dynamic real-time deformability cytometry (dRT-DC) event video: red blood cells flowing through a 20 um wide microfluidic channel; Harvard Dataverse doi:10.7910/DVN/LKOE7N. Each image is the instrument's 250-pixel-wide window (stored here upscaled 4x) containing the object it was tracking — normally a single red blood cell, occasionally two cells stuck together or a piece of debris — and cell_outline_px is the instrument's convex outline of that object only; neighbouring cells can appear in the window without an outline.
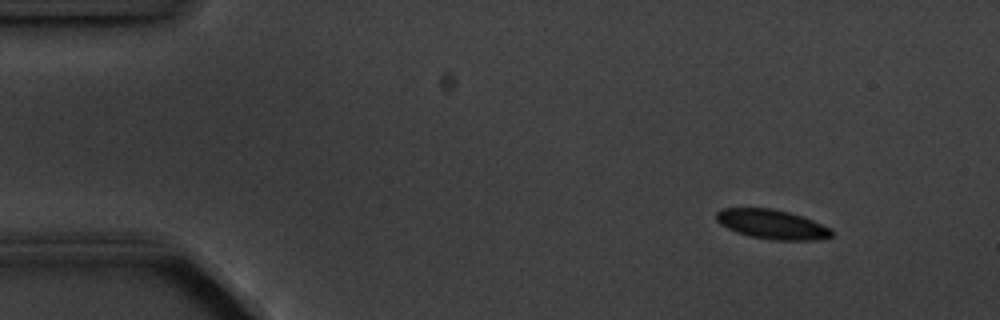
{"species": "common noctule bat (a hibernating species)", "species_latin": "Nyctalus noctula", "temperature_condition": "cold", "stored_images_in_passage": 5, "camera_frame_rate_fps": 3000, "um_per_image_px": 0.085, "animal": {"sex": "male", "body_mass_g": 20.1, "forearm_length_mm": 53.5}, "frame": {"image": 1, "passage_image": 2, "time_ms": 1.333, "image_size_px": [1000, 320], "cell_outline_px": [[832, 236], [816, 240], [772, 240], [748, 236], [736, 232], [720, 224], [716, 220], [716, 212], [720, 208], [772, 208], [788, 212], [812, 220], [832, 228]], "centroid_in_image_um": [65.6, 19.07], "position_along_channel_um": 19.4, "area_um2": 19.83}}
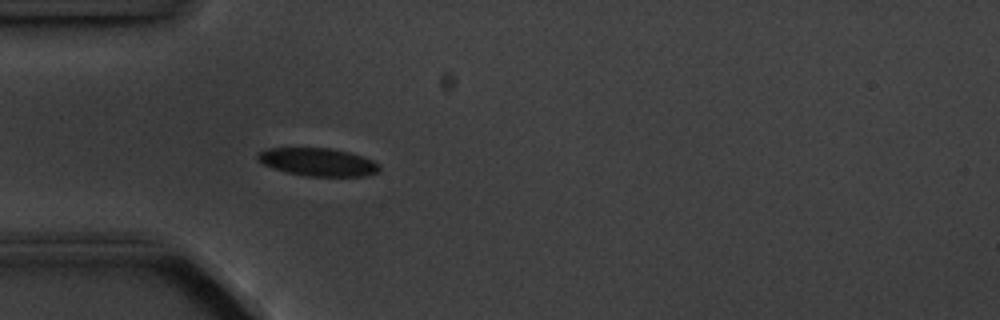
{"frame": {"image": 2, "passage_image": 5, "time_ms": 4.667, "image_size_px": [1000, 320], "cell_outline_px": [[380, 172], [364, 176], [308, 176], [284, 172], [264, 164], [256, 160], [256, 152], [268, 148], [332, 148], [348, 152], [372, 160], [380, 164]], "centroid_in_image_um": [27.0, 13.77], "position_along_channel_um": 58.0, "area_um2": 19.94}}